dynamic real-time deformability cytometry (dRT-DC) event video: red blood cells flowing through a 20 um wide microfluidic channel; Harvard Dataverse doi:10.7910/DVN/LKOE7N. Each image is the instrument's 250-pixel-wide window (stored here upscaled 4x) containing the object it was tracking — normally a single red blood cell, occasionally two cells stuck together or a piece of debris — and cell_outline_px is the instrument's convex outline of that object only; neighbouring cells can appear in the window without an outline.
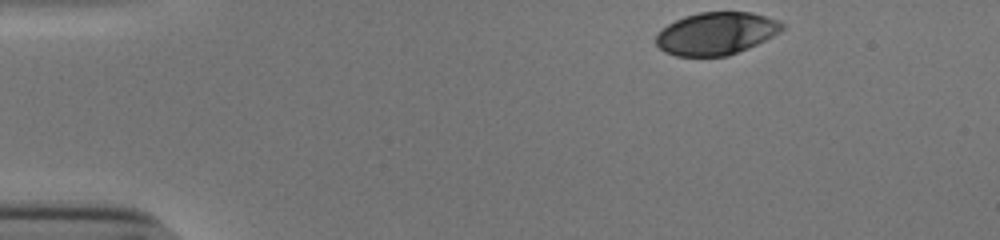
{"species": "human", "species_latin": "Homo sapiens", "temperature_condition": "cold", "stored_images_in_passage": 37, "camera_frame_rate_fps": 3000, "um_per_image_px": 0.085, "donor": {"sex": "male"}, "frame": {"image": 1, "passage_image": 1, "time_ms": 0.0, "image_size_px": [1000, 240], "cell_outline_px": [[784, 28], [780, 32], [748, 48], [728, 56], [676, 56], [664, 52], [656, 44], [656, 36], [668, 24], [684, 16], [700, 12], [752, 12], [780, 20], [784, 24]], "centroid_in_image_um": [60.89, 2.84], "position_along_channel_um": 24.1, "area_um2": 31.21}}
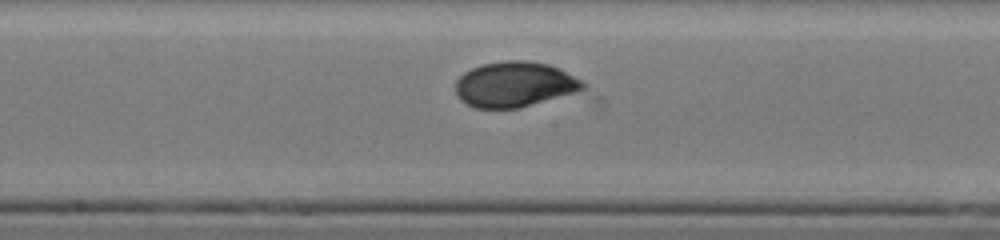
{"frame": {"image": 2, "passage_image": 22, "time_ms": 7.0, "image_size_px": [1000, 240], "cell_outline_px": [[588, 88], [520, 108], [476, 108], [460, 100], [456, 96], [456, 80], [464, 72], [472, 68], [484, 64], [508, 60], [528, 60], [548, 64], [580, 80]], "centroid_in_image_um": [43.7, 7.18], "position_along_channel_um": 204.5, "area_um2": 33.29}}
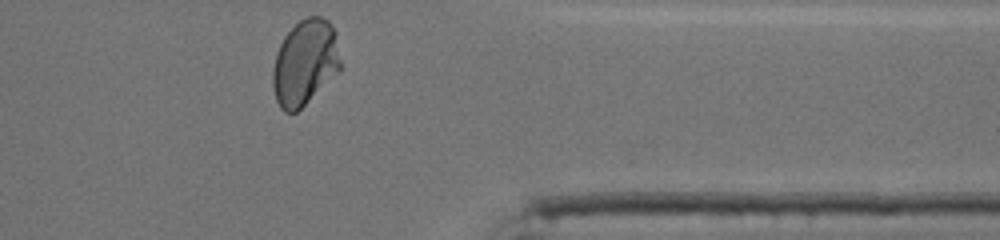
{"frame": {"image": 3, "passage_image": 37, "time_ms": 12.0, "image_size_px": [1000, 240], "cell_outline_px": [[340, 72], [296, 112], [284, 112], [280, 108], [276, 100], [272, 84], [272, 68], [276, 52], [284, 36], [300, 20], [308, 16], [320, 16], [328, 20], [332, 24], [336, 32], [340, 60]], "centroid_in_image_um": [25.92, 5.32], "position_along_channel_um": 385.5, "area_um2": 34.04}, "authors_computed_cell_mechanics": {"area_um2": 32.8882, "velocity_mm_per_s": 3.834, "shape_relaxation_time_tau1_ms": 5.0115, "shape_relaxation_time_tau2_ms": 0.7128, "deformation_change_tau1": 0.1683, "deformation_change_tau2": 0.0339}}